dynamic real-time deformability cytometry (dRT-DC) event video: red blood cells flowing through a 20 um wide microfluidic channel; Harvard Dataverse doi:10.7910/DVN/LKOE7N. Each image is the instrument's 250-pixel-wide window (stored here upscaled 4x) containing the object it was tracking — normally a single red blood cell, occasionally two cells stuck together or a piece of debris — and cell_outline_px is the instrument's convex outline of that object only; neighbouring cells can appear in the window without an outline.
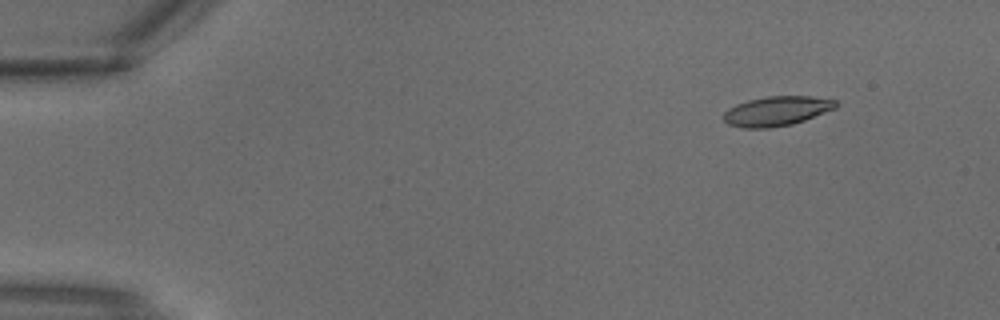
{"species": "common noctule bat (a hibernating species)", "species_latin": "Nyctalus noctula", "temperature_condition": "warm", "stored_images_in_passage": 3, "camera_frame_rate_fps": 3000, "um_per_image_px": 0.085, "animal": {"sex": "male", "body_mass_g": 18.8}, "frame": {"image": 1, "passage_image": 1, "time_ms": 0.0, "image_size_px": [1000, 320], "cell_outline_px": [[840, 104], [836, 108], [804, 120], [792, 124], [768, 128], [744, 128], [728, 124], [724, 120], [724, 112], [728, 108], [736, 104], [748, 100], [768, 96], [812, 96], [836, 100]], "centroid_in_image_um": [66.03, 9.43], "position_along_channel_um": 19.0, "area_um2": 19.36}}